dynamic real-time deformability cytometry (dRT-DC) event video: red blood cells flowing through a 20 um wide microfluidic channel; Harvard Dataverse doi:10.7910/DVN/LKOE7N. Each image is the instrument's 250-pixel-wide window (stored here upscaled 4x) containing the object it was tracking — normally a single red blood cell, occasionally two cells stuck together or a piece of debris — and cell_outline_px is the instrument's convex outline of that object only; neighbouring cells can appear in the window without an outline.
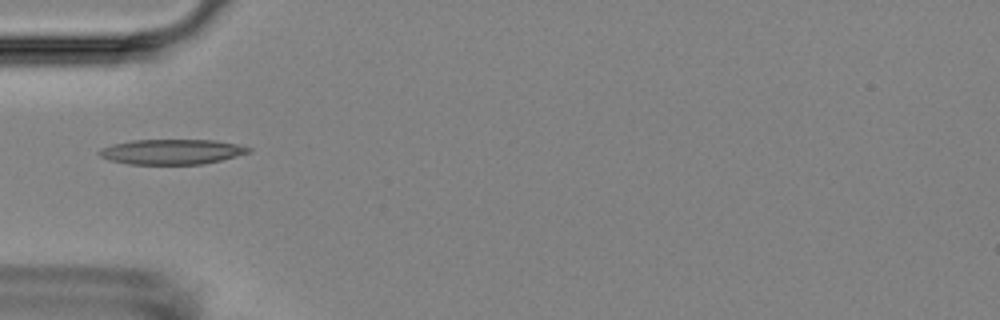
{"species": "Egyptian fruit bat (a non-hibernating species)", "species_latin": "Rousettus aegyptiacus", "temperature_condition": "room temperature", "stored_images_in_passage": 7, "camera_frame_rate_fps": 3000, "um_per_image_px": 0.085, "animal": {"sex": "female"}, "frame": {"image": 1, "passage_image": 6, "time_ms": 5.667, "image_size_px": [1000, 320], "cell_outline_px": [[252, 152], [220, 160], [200, 164], [128, 164], [108, 160], [100, 156], [96, 152], [100, 148], [112, 144], [132, 140], [216, 140], [236, 144], [252, 148]], "centroid_in_image_um": [14.56, 12.89], "position_along_channel_um": 70.4, "area_um2": 21.91}}